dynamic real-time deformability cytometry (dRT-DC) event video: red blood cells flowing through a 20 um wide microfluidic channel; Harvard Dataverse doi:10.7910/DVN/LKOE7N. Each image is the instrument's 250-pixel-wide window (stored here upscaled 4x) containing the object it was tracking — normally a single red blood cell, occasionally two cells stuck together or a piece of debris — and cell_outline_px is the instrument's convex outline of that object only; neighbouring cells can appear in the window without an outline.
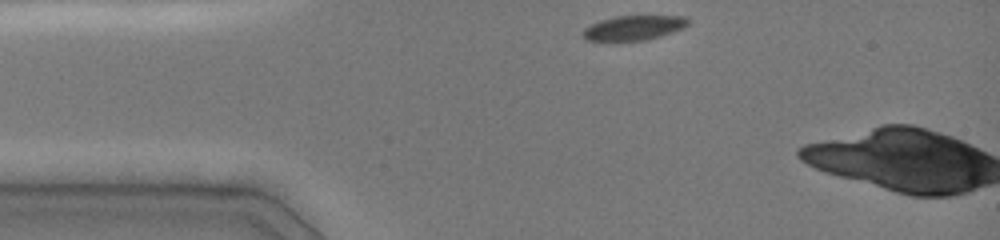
{"species": "common noctule bat (a hibernating species)", "species_latin": "Nyctalus noctula", "temperature_condition": "cold", "stored_images_in_passage": 3, "camera_frame_rate_fps": 3000, "um_per_image_px": 0.085, "animal": {"sex": "female", "body_mass_g": 19.0, "forearm_length_mm": 51.5}, "frame": {"image": 1, "passage_image": 1, "time_ms": 0.0, "image_size_px": [1000, 240], "cell_outline_px": [[692, 20], [684, 28], [660, 36], [644, 40], [584, 40], [584, 28], [600, 20], [616, 16], [684, 16]], "centroid_in_image_um": [53.92, 2.35], "position_along_channel_um": 31.1, "area_um2": 14.91}}